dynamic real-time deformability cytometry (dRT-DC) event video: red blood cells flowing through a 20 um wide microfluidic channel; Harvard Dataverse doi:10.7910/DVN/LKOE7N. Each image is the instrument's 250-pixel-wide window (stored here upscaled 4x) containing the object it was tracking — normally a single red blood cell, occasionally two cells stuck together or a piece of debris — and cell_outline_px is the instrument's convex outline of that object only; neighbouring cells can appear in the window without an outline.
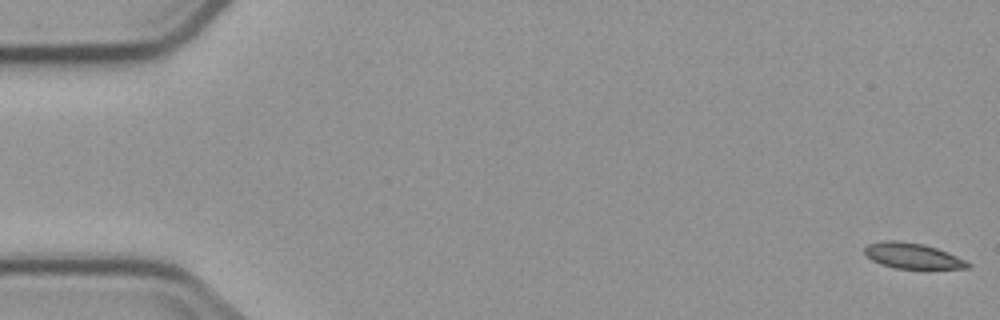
{"species": "common noctule bat (a hibernating species)", "species_latin": "Nyctalus noctula", "temperature_condition": "cold", "stored_images_in_passage": 6, "camera_frame_rate_fps": 3000, "um_per_image_px": 0.085, "animal": {"sex": "male", "body_mass_g": 23.1, "forearm_length_mm": 52.7}, "frame": {"image": 1, "passage_image": 1, "time_ms": 0.0, "image_size_px": [1000, 320], "cell_outline_px": [[972, 264], [968, 268], [896, 268], [880, 264], [872, 260], [864, 252], [864, 248], [868, 244], [884, 240], [896, 240], [924, 244], [948, 252]], "centroid_in_image_um": [77.54, 21.73], "position_along_channel_um": 7.5, "area_um2": 15.2}}
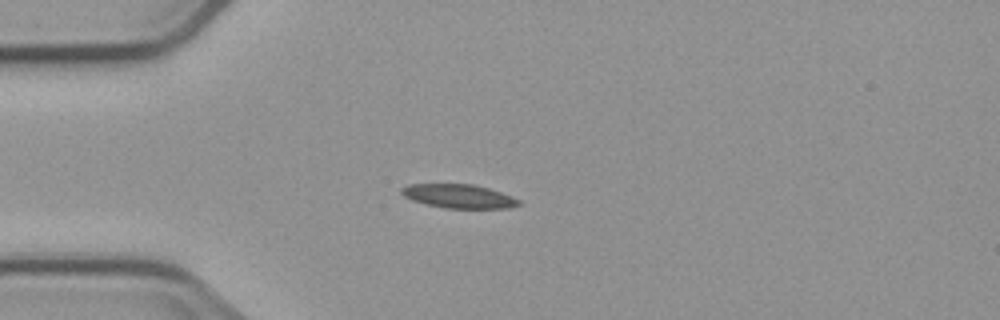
{"frame": {"image": 2, "passage_image": 4, "time_ms": 4.667, "image_size_px": [1000, 320], "cell_outline_px": [[520, 204], [508, 208], [444, 208], [412, 200], [404, 196], [400, 192], [400, 188], [408, 184], [472, 184], [488, 188], [512, 196], [520, 200]], "centroid_in_image_um": [38.97, 16.67], "position_along_channel_um": 46.0, "area_um2": 16.18}}
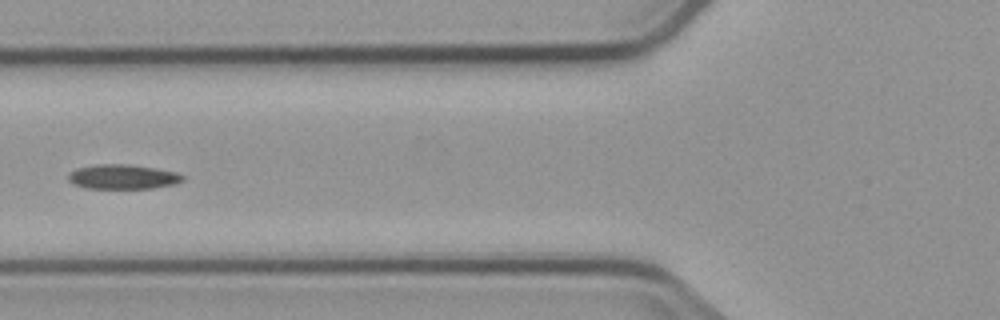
{"frame": {"image": 3, "passage_image": 6, "time_ms": 7.0, "image_size_px": [1000, 320], "cell_outline_px": [[184, 180], [176, 184], [152, 188], [84, 188], [72, 184], [68, 180], [68, 176], [76, 168], [96, 164], [128, 164], [156, 168], [176, 172], [184, 176]], "centroid_in_image_um": [10.44, 15.02], "position_along_channel_um": 115.4, "area_um2": 16.47}}